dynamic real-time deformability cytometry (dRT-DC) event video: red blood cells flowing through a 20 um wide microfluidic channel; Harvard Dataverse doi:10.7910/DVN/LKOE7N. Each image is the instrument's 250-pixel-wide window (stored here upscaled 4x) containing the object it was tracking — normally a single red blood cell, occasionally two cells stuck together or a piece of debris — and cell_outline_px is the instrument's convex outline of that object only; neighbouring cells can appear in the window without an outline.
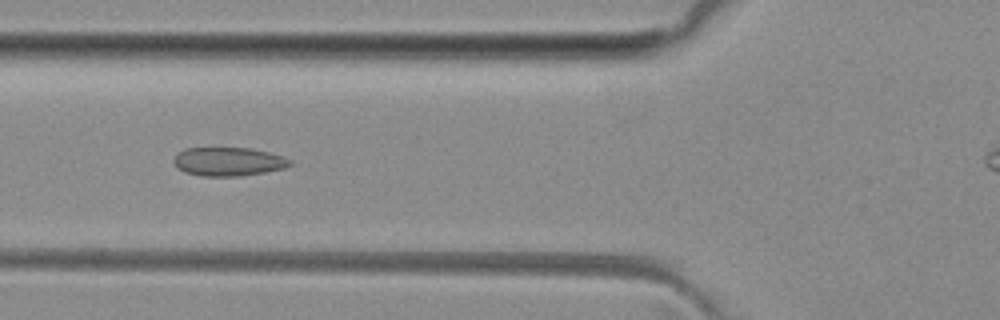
{"species": "common noctule bat (a hibernating species)", "species_latin": "Nyctalus noctula", "temperature_condition": "room temperature", "stored_images_in_passage": 7, "camera_frame_rate_fps": 3000, "um_per_image_px": 0.085, "animal": {"sex": "female", "body_mass_g": 29.2, "forearm_length_mm": 56.3}, "frame": {"image": 1, "passage_image": 4, "time_ms": 3.333, "image_size_px": [1000, 320], "cell_outline_px": [[292, 164], [284, 168], [264, 172], [240, 176], [200, 176], [184, 172], [176, 168], [172, 160], [184, 148], [252, 148], [284, 156], [292, 160]], "centroid_in_image_um": [19.41, 13.74], "position_along_channel_um": 106.4, "area_um2": 19.54}}
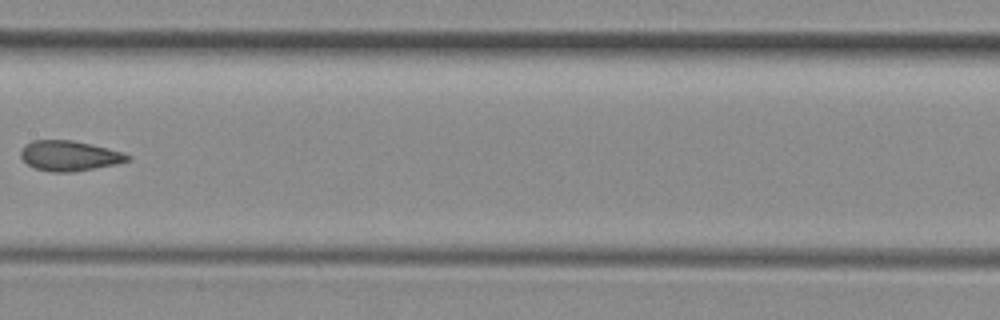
{"frame": {"image": 2, "passage_image": 6, "time_ms": 5.667, "image_size_px": [1000, 320], "cell_outline_px": [[132, 156], [128, 160], [116, 164], [72, 172], [52, 172], [36, 168], [28, 164], [20, 156], [20, 152], [24, 144], [32, 140], [72, 140], [92, 144], [124, 152]], "centroid_in_image_um": [5.89, 13.23], "position_along_channel_um": 201.5, "area_um2": 18.79}}
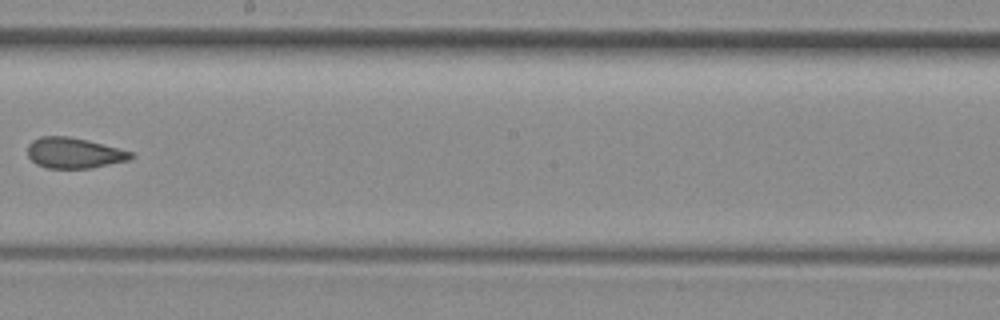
{"frame": {"image": 3, "passage_image": 7, "time_ms": 6.667, "image_size_px": [1000, 320], "cell_outline_px": [[136, 156], [128, 160], [92, 168], [48, 168], [36, 164], [28, 156], [28, 144], [32, 140], [40, 136], [68, 136], [132, 152]], "centroid_in_image_um": [6.26, 13.01], "position_along_channel_um": 241.9, "area_um2": 18.21}}